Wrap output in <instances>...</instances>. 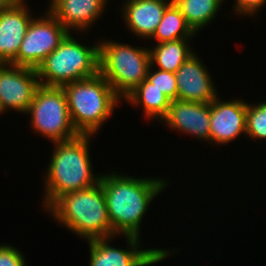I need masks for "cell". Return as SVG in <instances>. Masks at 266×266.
<instances>
[{"label":"cell","mask_w":266,"mask_h":266,"mask_svg":"<svg viewBox=\"0 0 266 266\" xmlns=\"http://www.w3.org/2000/svg\"><path fill=\"white\" fill-rule=\"evenodd\" d=\"M153 65H150L146 79L155 85L156 88L162 91L171 101L177 100L178 89L176 83V73L163 71L160 69L152 70Z\"/></svg>","instance_id":"22"},{"label":"cell","mask_w":266,"mask_h":266,"mask_svg":"<svg viewBox=\"0 0 266 266\" xmlns=\"http://www.w3.org/2000/svg\"><path fill=\"white\" fill-rule=\"evenodd\" d=\"M39 86L36 69L0 64V114L8 110L26 114Z\"/></svg>","instance_id":"10"},{"label":"cell","mask_w":266,"mask_h":266,"mask_svg":"<svg viewBox=\"0 0 266 266\" xmlns=\"http://www.w3.org/2000/svg\"><path fill=\"white\" fill-rule=\"evenodd\" d=\"M25 255L15 246L0 244V266H27Z\"/></svg>","instance_id":"23"},{"label":"cell","mask_w":266,"mask_h":266,"mask_svg":"<svg viewBox=\"0 0 266 266\" xmlns=\"http://www.w3.org/2000/svg\"><path fill=\"white\" fill-rule=\"evenodd\" d=\"M115 237L88 241L90 260L89 266H150L171 256V249L140 248L141 241L136 236H124L128 249H120L110 245Z\"/></svg>","instance_id":"9"},{"label":"cell","mask_w":266,"mask_h":266,"mask_svg":"<svg viewBox=\"0 0 266 266\" xmlns=\"http://www.w3.org/2000/svg\"><path fill=\"white\" fill-rule=\"evenodd\" d=\"M68 34L37 67L40 85L62 87L99 73V42L83 45Z\"/></svg>","instance_id":"5"},{"label":"cell","mask_w":266,"mask_h":266,"mask_svg":"<svg viewBox=\"0 0 266 266\" xmlns=\"http://www.w3.org/2000/svg\"><path fill=\"white\" fill-rule=\"evenodd\" d=\"M122 18L130 33L140 39H150L166 8L173 0H125Z\"/></svg>","instance_id":"16"},{"label":"cell","mask_w":266,"mask_h":266,"mask_svg":"<svg viewBox=\"0 0 266 266\" xmlns=\"http://www.w3.org/2000/svg\"><path fill=\"white\" fill-rule=\"evenodd\" d=\"M234 11L237 15L240 14L242 16L246 14L249 16H255V14L260 11L261 7L265 6L266 0H236L234 1Z\"/></svg>","instance_id":"24"},{"label":"cell","mask_w":266,"mask_h":266,"mask_svg":"<svg viewBox=\"0 0 266 266\" xmlns=\"http://www.w3.org/2000/svg\"><path fill=\"white\" fill-rule=\"evenodd\" d=\"M25 0L0 10V64H11L17 57L20 45L32 21Z\"/></svg>","instance_id":"14"},{"label":"cell","mask_w":266,"mask_h":266,"mask_svg":"<svg viewBox=\"0 0 266 266\" xmlns=\"http://www.w3.org/2000/svg\"><path fill=\"white\" fill-rule=\"evenodd\" d=\"M200 59L194 52L176 71L177 99L210 103L219 96L209 71Z\"/></svg>","instance_id":"13"},{"label":"cell","mask_w":266,"mask_h":266,"mask_svg":"<svg viewBox=\"0 0 266 266\" xmlns=\"http://www.w3.org/2000/svg\"><path fill=\"white\" fill-rule=\"evenodd\" d=\"M109 0H51L48 11L70 32H85L106 11ZM88 28V29H87Z\"/></svg>","instance_id":"15"},{"label":"cell","mask_w":266,"mask_h":266,"mask_svg":"<svg viewBox=\"0 0 266 266\" xmlns=\"http://www.w3.org/2000/svg\"><path fill=\"white\" fill-rule=\"evenodd\" d=\"M57 221L87 241L112 237V227L101 182L63 194L48 209Z\"/></svg>","instance_id":"3"},{"label":"cell","mask_w":266,"mask_h":266,"mask_svg":"<svg viewBox=\"0 0 266 266\" xmlns=\"http://www.w3.org/2000/svg\"><path fill=\"white\" fill-rule=\"evenodd\" d=\"M69 33L48 10L44 17H33L17 57L11 64L37 69Z\"/></svg>","instance_id":"8"},{"label":"cell","mask_w":266,"mask_h":266,"mask_svg":"<svg viewBox=\"0 0 266 266\" xmlns=\"http://www.w3.org/2000/svg\"><path fill=\"white\" fill-rule=\"evenodd\" d=\"M150 50L114 40L99 41V73L124 100L147 77Z\"/></svg>","instance_id":"6"},{"label":"cell","mask_w":266,"mask_h":266,"mask_svg":"<svg viewBox=\"0 0 266 266\" xmlns=\"http://www.w3.org/2000/svg\"><path fill=\"white\" fill-rule=\"evenodd\" d=\"M160 122L178 132L210 142V103L173 100Z\"/></svg>","instance_id":"12"},{"label":"cell","mask_w":266,"mask_h":266,"mask_svg":"<svg viewBox=\"0 0 266 266\" xmlns=\"http://www.w3.org/2000/svg\"><path fill=\"white\" fill-rule=\"evenodd\" d=\"M224 0H173L196 34L214 20Z\"/></svg>","instance_id":"19"},{"label":"cell","mask_w":266,"mask_h":266,"mask_svg":"<svg viewBox=\"0 0 266 266\" xmlns=\"http://www.w3.org/2000/svg\"><path fill=\"white\" fill-rule=\"evenodd\" d=\"M93 135L56 142L44 186L43 207L47 210L65 193L84 190L100 182L101 175L93 174L90 159V138ZM96 175V176H95Z\"/></svg>","instance_id":"2"},{"label":"cell","mask_w":266,"mask_h":266,"mask_svg":"<svg viewBox=\"0 0 266 266\" xmlns=\"http://www.w3.org/2000/svg\"><path fill=\"white\" fill-rule=\"evenodd\" d=\"M72 124L80 135H94L115 111L121 99L100 74L62 86Z\"/></svg>","instance_id":"4"},{"label":"cell","mask_w":266,"mask_h":266,"mask_svg":"<svg viewBox=\"0 0 266 266\" xmlns=\"http://www.w3.org/2000/svg\"><path fill=\"white\" fill-rule=\"evenodd\" d=\"M246 135L253 140H266V101L255 105L247 102Z\"/></svg>","instance_id":"21"},{"label":"cell","mask_w":266,"mask_h":266,"mask_svg":"<svg viewBox=\"0 0 266 266\" xmlns=\"http://www.w3.org/2000/svg\"><path fill=\"white\" fill-rule=\"evenodd\" d=\"M29 113L33 131L52 143L68 141L80 135L72 124L62 87L40 85L26 112Z\"/></svg>","instance_id":"7"},{"label":"cell","mask_w":266,"mask_h":266,"mask_svg":"<svg viewBox=\"0 0 266 266\" xmlns=\"http://www.w3.org/2000/svg\"><path fill=\"white\" fill-rule=\"evenodd\" d=\"M100 182L112 227V237H140L141 223L152 200L167 186L164 178H135L129 175L101 174Z\"/></svg>","instance_id":"1"},{"label":"cell","mask_w":266,"mask_h":266,"mask_svg":"<svg viewBox=\"0 0 266 266\" xmlns=\"http://www.w3.org/2000/svg\"><path fill=\"white\" fill-rule=\"evenodd\" d=\"M196 36L188 26L185 17L181 14L180 9L172 2L165 10L163 17L156 27L153 36L156 44L179 39H191Z\"/></svg>","instance_id":"20"},{"label":"cell","mask_w":266,"mask_h":266,"mask_svg":"<svg viewBox=\"0 0 266 266\" xmlns=\"http://www.w3.org/2000/svg\"><path fill=\"white\" fill-rule=\"evenodd\" d=\"M220 99L217 96L210 102V143L218 146L246 134L247 103L237 98L230 101Z\"/></svg>","instance_id":"11"},{"label":"cell","mask_w":266,"mask_h":266,"mask_svg":"<svg viewBox=\"0 0 266 266\" xmlns=\"http://www.w3.org/2000/svg\"><path fill=\"white\" fill-rule=\"evenodd\" d=\"M189 40L191 39L168 41L149 48L151 65H157L158 69L163 71L176 73L190 55L194 53L191 45H189Z\"/></svg>","instance_id":"18"},{"label":"cell","mask_w":266,"mask_h":266,"mask_svg":"<svg viewBox=\"0 0 266 266\" xmlns=\"http://www.w3.org/2000/svg\"><path fill=\"white\" fill-rule=\"evenodd\" d=\"M18 0H0V10L13 6Z\"/></svg>","instance_id":"25"},{"label":"cell","mask_w":266,"mask_h":266,"mask_svg":"<svg viewBox=\"0 0 266 266\" xmlns=\"http://www.w3.org/2000/svg\"><path fill=\"white\" fill-rule=\"evenodd\" d=\"M133 106L141 105L144 115L150 120L160 121L169 109L171 100L155 87L154 84L145 79L136 89H134L125 99ZM152 118V119H151Z\"/></svg>","instance_id":"17"}]
</instances>
